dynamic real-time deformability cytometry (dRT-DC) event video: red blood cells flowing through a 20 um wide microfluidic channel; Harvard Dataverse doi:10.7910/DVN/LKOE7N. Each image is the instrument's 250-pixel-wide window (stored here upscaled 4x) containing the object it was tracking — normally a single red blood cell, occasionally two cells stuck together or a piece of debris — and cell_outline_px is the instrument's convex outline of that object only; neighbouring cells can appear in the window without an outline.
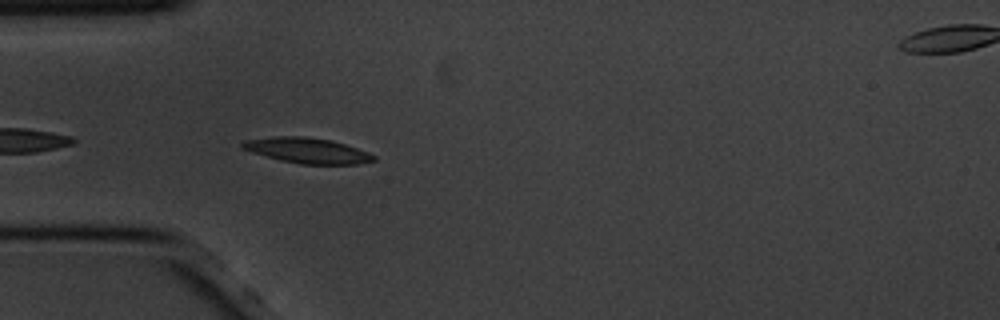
{"species": "common noctule bat (a hibernating species)", "species_latin": "Nyctalus noctula", "temperature_condition": "cold", "stored_images_in_passage": 35, "segment_of_instrument_passage": [1, 2], "camera_frame_rate_fps": 3000, "um_per_image_px": 0.085, "animal": {"sex": "male", "body_mass_g": 20.1, "forearm_length_mm": 53.5}, "frame": {"image": 1, "passage_image": 3, "time_ms": 0.667, "image_size_px": [1000, 320], "cell_outline_px": [[376, 160], [356, 164], [300, 164], [280, 160], [252, 152], [240, 148], [240, 144], [244, 140], [272, 136], [304, 136], [332, 140], [368, 152], [376, 156]], "centroid_in_image_um": [26.08, 12.78], "position_along_channel_um": 58.9, "area_um2": 19.48}}
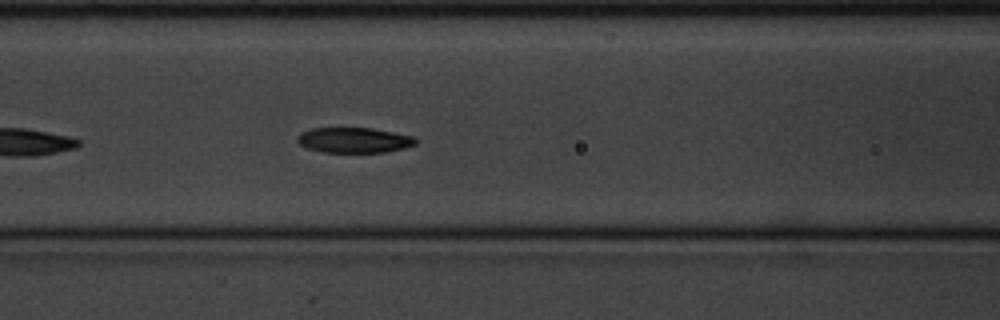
{"frame": {"image": 2, "passage_image": 10, "time_ms": 3.0, "image_size_px": [1000, 320], "cell_outline_px": [[416, 144], [404, 148], [384, 152], [320, 152], [308, 148], [300, 144], [296, 140], [296, 136], [300, 132], [312, 128], [372, 128], [412, 136], [416, 140]], "centroid_in_image_um": [30.04, 11.91], "position_along_channel_um": 136.6, "area_um2": 17.4}}
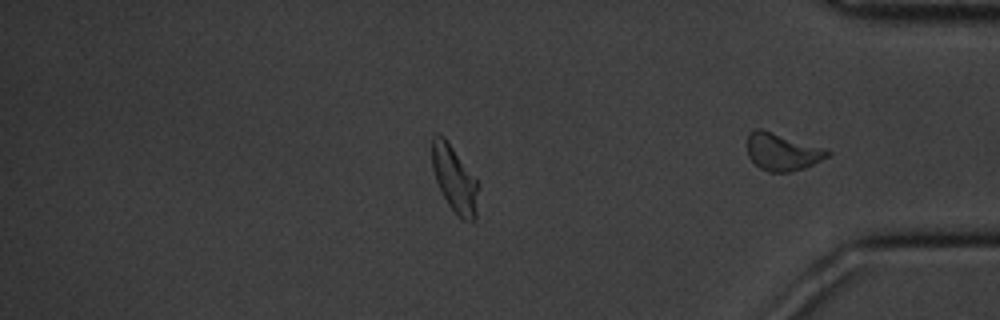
{"frame": {"image": 3, "passage_image": 28, "time_ms": 9.0, "image_size_px": [1000, 320], "cell_outline_px": [[480, 184], [476, 220], [464, 220], [448, 204], [436, 180], [432, 168], [432, 136], [444, 136]], "centroid_in_image_um": [38.67, 15.23], "position_along_channel_um": 396.5, "area_um2": 17.69}}